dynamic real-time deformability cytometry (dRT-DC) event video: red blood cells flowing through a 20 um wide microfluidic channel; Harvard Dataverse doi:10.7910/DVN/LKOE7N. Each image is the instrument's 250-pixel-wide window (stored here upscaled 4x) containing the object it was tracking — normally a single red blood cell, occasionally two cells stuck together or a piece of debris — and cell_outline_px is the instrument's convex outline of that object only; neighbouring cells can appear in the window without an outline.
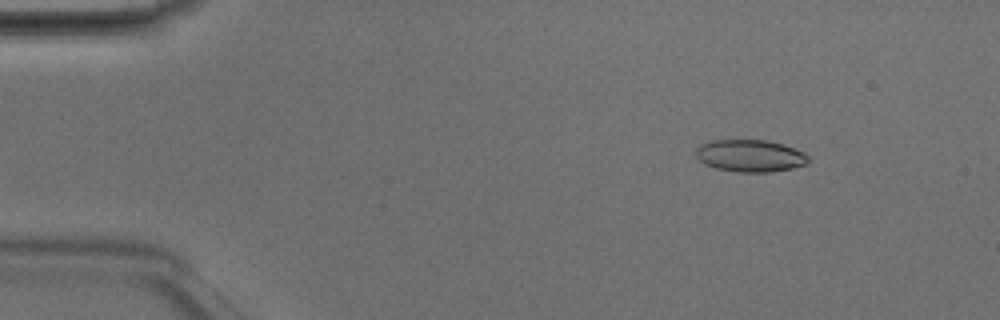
{"species": "Egyptian fruit bat (a non-hibernating species)", "species_latin": "Rousettus aegyptiacus", "temperature_condition": "room temperature", "stored_images_in_passage": 48, "camera_frame_rate_fps": 3000, "um_per_image_px": 0.085, "animal": {"sex": "male"}, "frame": {"image": 1, "passage_image": 6, "time_ms": 1.667, "image_size_px": [1000, 320], "cell_outline_px": [[808, 160], [804, 164], [792, 168], [768, 172], [736, 172], [716, 168], [704, 164], [696, 156], [696, 148], [700, 144], [712, 140], [764, 140], [784, 144], [804, 152], [808, 156]], "centroid_in_image_um": [63.73, 13.23], "position_along_channel_um": 21.3, "area_um2": 21.04}}
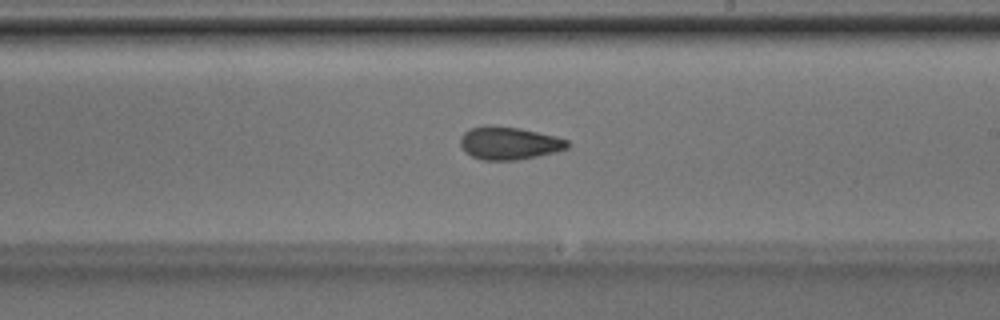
{"frame": {"image": 2, "passage_image": 28, "time_ms": 9.0, "image_size_px": [1000, 320], "cell_outline_px": [[568, 148], [556, 152], [516, 160], [484, 160], [472, 156], [464, 152], [460, 144], [460, 136], [464, 132], [472, 128], [484, 124], [492, 124], [520, 128], [556, 136], [568, 140]], "centroid_in_image_um": [43.24, 12.15], "position_along_channel_um": 245.8, "area_um2": 20.69}}
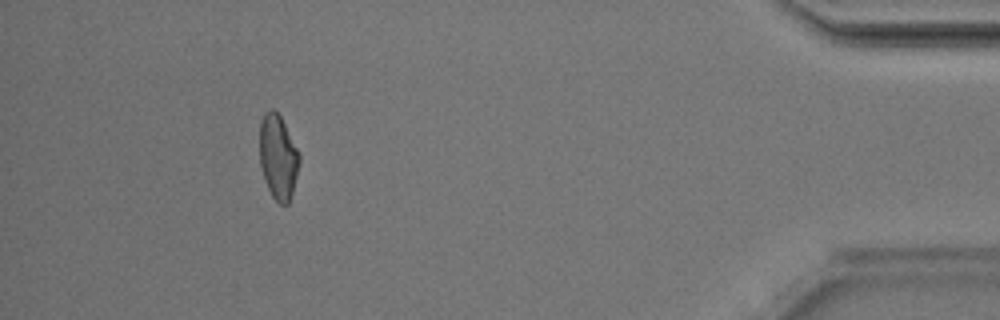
{"frame": {"image": 3, "passage_image": 44, "time_ms": 14.333, "image_size_px": [1000, 320], "cell_outline_px": [[300, 160], [292, 192], [288, 204], [280, 204], [272, 196], [264, 180], [260, 164], [260, 124], [264, 112], [272, 108], [280, 116], [300, 152]], "centroid_in_image_um": [23.63, 13.33], "position_along_channel_um": 411.6, "area_um2": 19.48}, "authors_computed_cell_mechanics": {"area_um2": 21.0103, "velocity_mm_per_s": 4.2115, "shape_relaxation_time_tau1_ms": 6.7726, "shape_relaxation_time_tau2_ms": 2.817, "deformation_change_tau1": 0.155, "deformation_change_tau2": 0.1015}}